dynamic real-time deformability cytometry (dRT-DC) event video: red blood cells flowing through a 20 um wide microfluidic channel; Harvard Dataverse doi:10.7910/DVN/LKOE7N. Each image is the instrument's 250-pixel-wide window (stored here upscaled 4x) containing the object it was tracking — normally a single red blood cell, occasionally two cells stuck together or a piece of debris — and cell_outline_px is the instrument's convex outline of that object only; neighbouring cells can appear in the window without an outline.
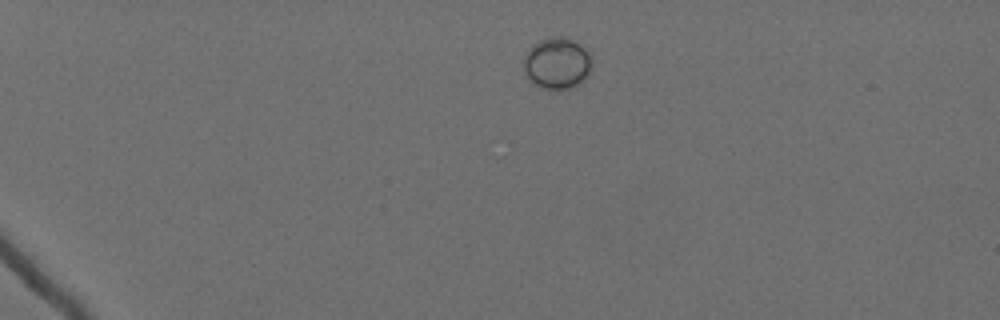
{"species": "Egyptian fruit bat (a non-hibernating species)", "species_latin": "Rousettus aegyptiacus", "temperature_condition": "cold", "stored_images_in_passage": 11, "camera_frame_rate_fps": 3000, "um_per_image_px": 0.085, "animal": {"sex": "female"}, "frame": {"image": 1, "passage_image": 1, "time_ms": 0.0, "image_size_px": [1000, 320], "cell_outline_px": [[592, 72], [580, 84], [572, 88], [540, 88], [528, 80], [524, 72], [524, 52], [532, 44], [548, 36], [568, 36], [580, 44], [592, 56]], "centroid_in_image_um": [47.36, 5.35], "position_along_channel_um": 37.6, "area_um2": 21.15}}
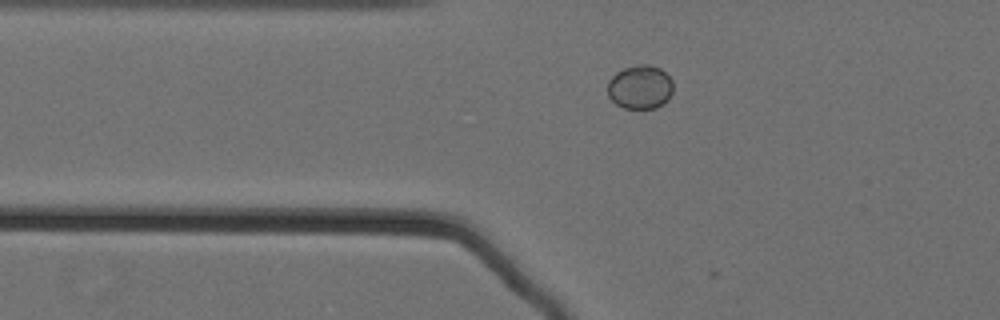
{"frame": {"image": 2, "passage_image": 10, "time_ms": 3.0, "image_size_px": [1000, 320], "cell_outline_px": [[672, 92], [668, 100], [656, 108], [624, 108], [616, 104], [608, 96], [608, 80], [616, 72], [624, 68], [640, 64], [648, 64], [660, 68], [672, 80]], "centroid_in_image_um": [54.4, 7.4], "position_along_channel_um": 71.4, "area_um2": 16.76}}